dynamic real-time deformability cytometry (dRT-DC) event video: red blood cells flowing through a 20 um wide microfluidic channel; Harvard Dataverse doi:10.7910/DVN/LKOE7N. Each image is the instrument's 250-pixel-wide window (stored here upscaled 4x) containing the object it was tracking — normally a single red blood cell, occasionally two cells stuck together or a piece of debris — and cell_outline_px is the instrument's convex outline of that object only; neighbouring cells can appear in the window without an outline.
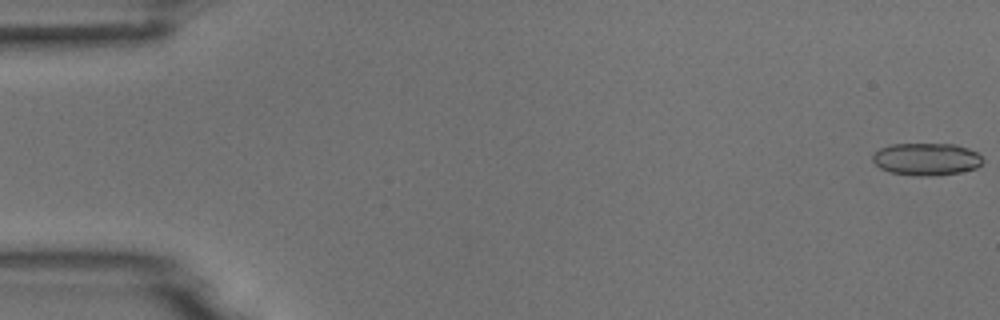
{"species": "common noctule bat (a hibernating species)", "species_latin": "Nyctalus noctula", "temperature_condition": "room temperature", "stored_images_in_passage": 7, "camera_frame_rate_fps": 3000, "um_per_image_px": 0.085, "animal": {"sex": "male", "body_mass_g": 18.8}, "frame": {"image": 1, "passage_image": 1, "time_ms": 0.0, "image_size_px": [1000, 320], "cell_outline_px": [[984, 160], [976, 168], [960, 172], [936, 176], [916, 176], [888, 172], [880, 168], [872, 160], [872, 152], [880, 148], [892, 144], [956, 144], [968, 148], [976, 152]], "centroid_in_image_um": [78.71, 13.53], "position_along_channel_um": 6.3, "area_um2": 20.98}}
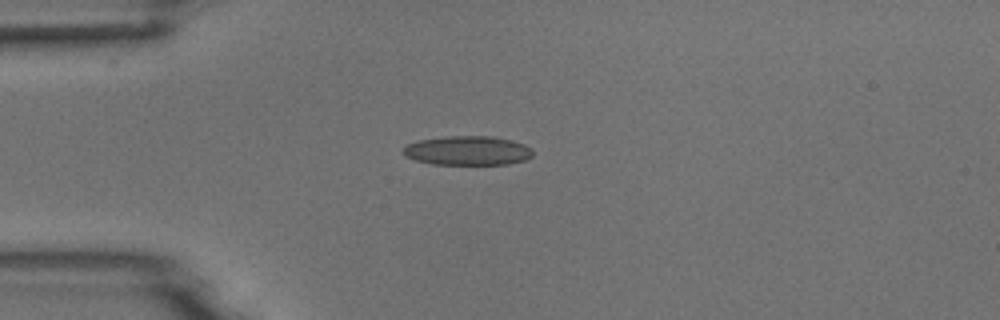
{"frame": {"image": 2, "passage_image": 4, "time_ms": 1.0, "image_size_px": [1000, 320], "cell_outline_px": [[532, 156], [524, 160], [508, 164], [432, 164], [416, 160], [404, 156], [400, 152], [408, 144], [420, 140], [448, 136], [492, 136], [524, 144], [532, 148]], "centroid_in_image_um": [39.73, 12.8], "position_along_channel_um": 45.3, "area_um2": 21.96}}